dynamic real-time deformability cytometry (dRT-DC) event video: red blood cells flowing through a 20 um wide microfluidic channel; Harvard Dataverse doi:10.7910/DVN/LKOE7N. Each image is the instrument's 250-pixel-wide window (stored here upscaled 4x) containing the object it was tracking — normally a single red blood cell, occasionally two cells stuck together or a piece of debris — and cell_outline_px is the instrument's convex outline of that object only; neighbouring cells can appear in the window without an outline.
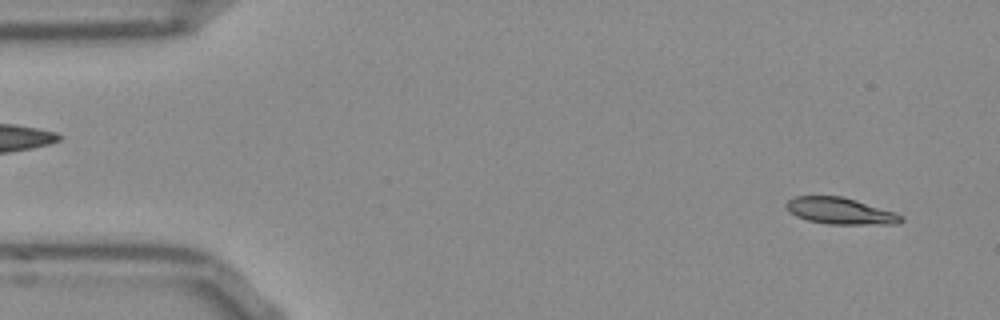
{"species": "Egyptian fruit bat (a non-hibernating species)", "species_latin": "Rousettus aegyptiacus", "temperature_condition": "room temperature", "stored_images_in_passage": 52, "segment_of_instrument_passage": [1, 2], "camera_frame_rate_fps": 3000, "um_per_image_px": 0.085, "frame": {"image": 1, "passage_image": 2, "time_ms": 0.333, "image_size_px": [1000, 320], "cell_outline_px": [[904, 220], [900, 224], [828, 224], [808, 220], [796, 216], [788, 212], [784, 204], [788, 200], [796, 196], [844, 196], [904, 216]], "centroid_in_image_um": [71.39, 17.93], "position_along_channel_um": 13.6, "area_um2": 17.74}}
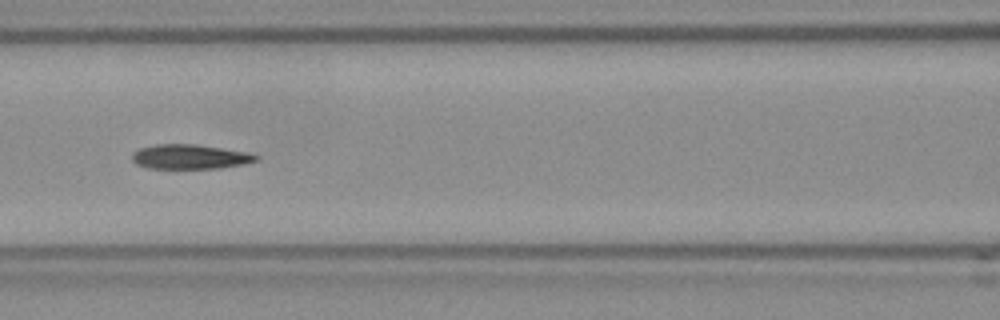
{"frame": {"image": 2, "passage_image": 21, "time_ms": 6.667, "image_size_px": [1000, 320], "cell_outline_px": [[260, 156], [256, 160], [244, 164], [220, 168], [148, 168], [136, 164], [132, 160], [132, 152], [140, 148], [156, 144], [196, 144], [244, 152]], "centroid_in_image_um": [16.09, 13.32], "position_along_channel_um": 150.5, "area_um2": 17.57}}
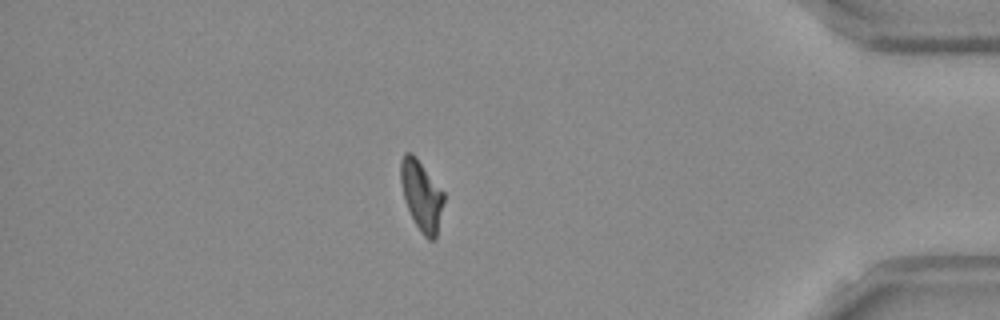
{"frame": {"image": 3, "passage_image": 44, "time_ms": 14.333, "image_size_px": [1000, 320], "cell_outline_px": [[444, 200], [436, 236], [432, 240], [428, 240], [420, 232], [404, 200], [400, 180], [400, 160], [404, 152], [412, 152], [416, 156], [444, 192]], "centroid_in_image_um": [35.81, 16.57], "position_along_channel_um": 399.4, "area_um2": 17.57}}